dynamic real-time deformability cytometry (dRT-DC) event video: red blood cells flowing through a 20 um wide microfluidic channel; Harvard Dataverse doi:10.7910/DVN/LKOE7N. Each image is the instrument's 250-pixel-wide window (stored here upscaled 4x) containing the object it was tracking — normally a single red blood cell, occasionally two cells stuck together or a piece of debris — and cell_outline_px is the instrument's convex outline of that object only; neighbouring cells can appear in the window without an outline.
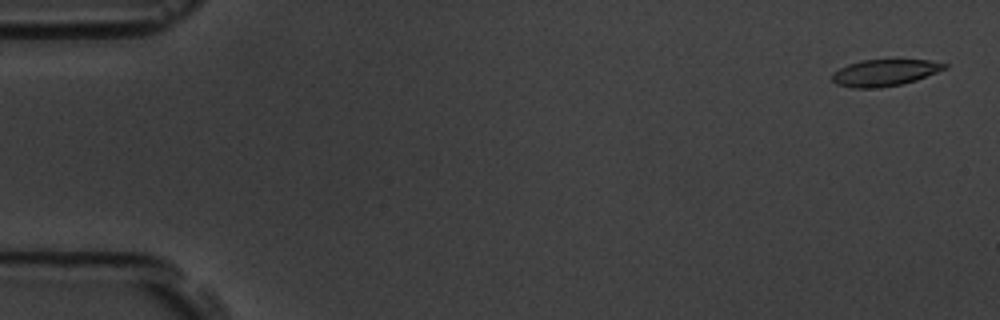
{"species": "common noctule bat (a hibernating species)", "species_latin": "Nyctalus noctula", "temperature_condition": "room temperature", "stored_images_in_passage": 56, "camera_frame_rate_fps": 3000, "um_per_image_px": 0.085, "animal": {"sex": "male", "body_mass_g": 19.5, "forearm_length_mm": 54.6}, "frame": {"image": 1, "passage_image": 2, "time_ms": 0.333, "image_size_px": [1000, 320], "cell_outline_px": [[948, 68], [916, 80], [900, 84], [880, 88], [852, 88], [836, 84], [832, 80], [832, 72], [848, 64], [864, 60], [928, 60], [948, 64]], "centroid_in_image_um": [75.18, 6.18], "position_along_channel_um": 9.8, "area_um2": 17.4}}
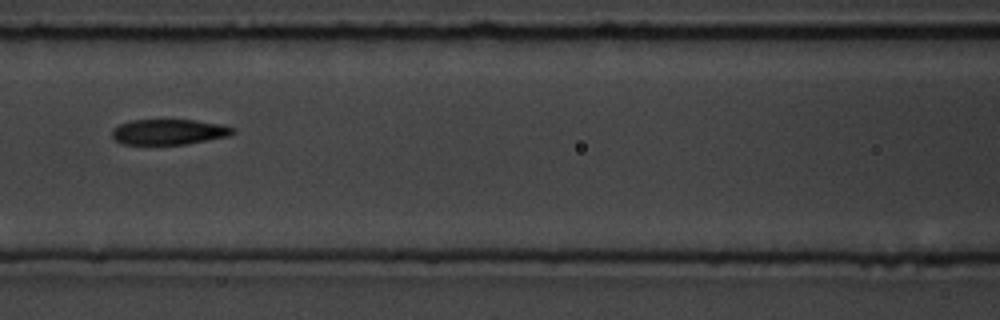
{"frame": {"image": 2, "passage_image": 25, "time_ms": 8.0, "image_size_px": [1000, 320], "cell_outline_px": [[236, 132], [228, 136], [188, 144], [124, 144], [116, 140], [112, 136], [112, 128], [120, 124], [132, 120], [196, 120], [224, 124], [236, 128]], "centroid_in_image_um": [14.41, 11.2], "position_along_channel_um": 152.2, "area_um2": 18.03}}
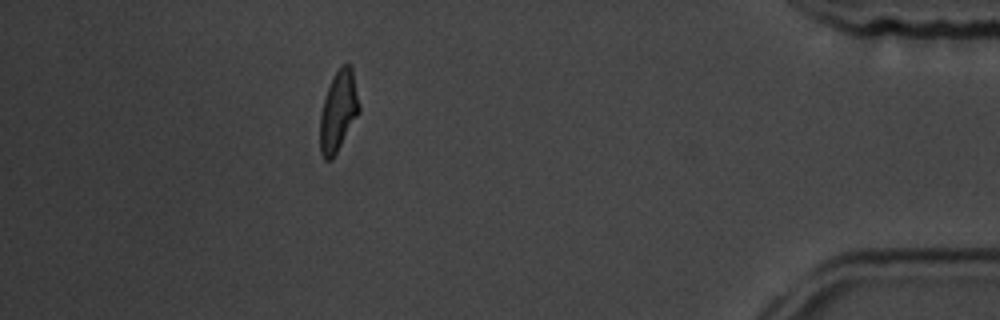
{"frame": {"image": 3, "passage_image": 50, "time_ms": 16.333, "image_size_px": [1000, 320], "cell_outline_px": [[360, 112], [332, 160], [324, 160], [320, 152], [320, 112], [328, 88], [336, 72], [344, 64], [348, 64], [352, 68], [360, 104]], "centroid_in_image_um": [28.76, 9.49], "position_along_channel_um": 406.4, "area_um2": 18.21}, "authors_computed_cell_mechanics": {"area_um2": 18.6116, "velocity_mm_per_s": 3.6726, "shape_relaxation_time_tau1_ms": 4.037, "shape_relaxation_time_tau2_ms": 4.0275, "deformation_change_tau1": 0.1519, "deformation_change_tau2": 0.1256}}